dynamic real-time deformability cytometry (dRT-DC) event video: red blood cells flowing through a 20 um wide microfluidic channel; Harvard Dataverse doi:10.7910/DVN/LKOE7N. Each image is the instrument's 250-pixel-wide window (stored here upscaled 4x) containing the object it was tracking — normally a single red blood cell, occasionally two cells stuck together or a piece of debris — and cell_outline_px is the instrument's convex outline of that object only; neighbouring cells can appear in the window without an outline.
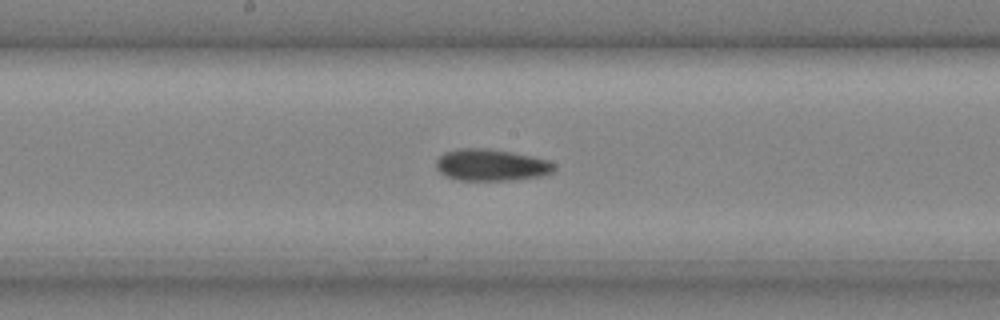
{"species": "common noctule bat (a hibernating species)", "species_latin": "Nyctalus noctula", "temperature_condition": "cold", "stored_images_in_passage": 36, "camera_frame_rate_fps": 3000, "um_per_image_px": 0.085, "animal": {"sex": "male", "body_mass_g": 20.4}, "frame": {"image": 1, "passage_image": 20, "time_ms": 6.333, "image_size_px": [1000, 320], "cell_outline_px": [[556, 168], [552, 172], [540, 176], [512, 180], [460, 180], [444, 176], [436, 168], [436, 160], [444, 152], [456, 148], [488, 148], [512, 152], [532, 156], [548, 160], [556, 164]], "centroid_in_image_um": [41.74, 14.02], "position_along_channel_um": 206.5, "area_um2": 22.02}}
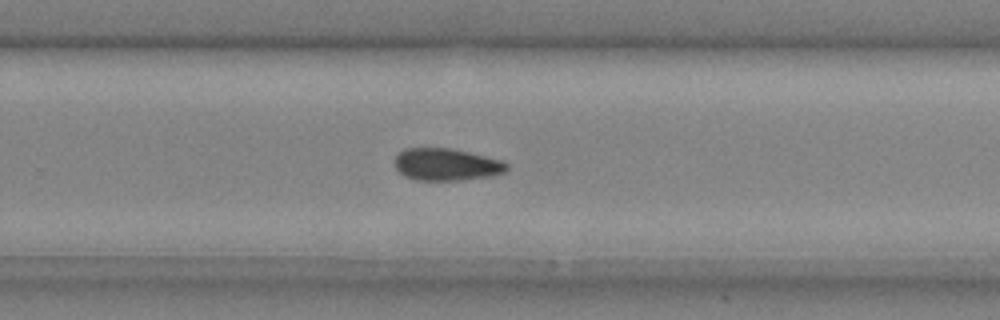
{"frame": {"image": 2, "passage_image": 25, "time_ms": 8.0, "image_size_px": [1000, 320], "cell_outline_px": [[508, 168], [504, 172], [492, 176], [460, 180], [416, 180], [404, 176], [396, 168], [396, 156], [404, 148], [452, 148], [504, 160], [508, 164]], "centroid_in_image_um": [37.98, 13.98], "position_along_channel_um": 291.8, "area_um2": 21.1}}
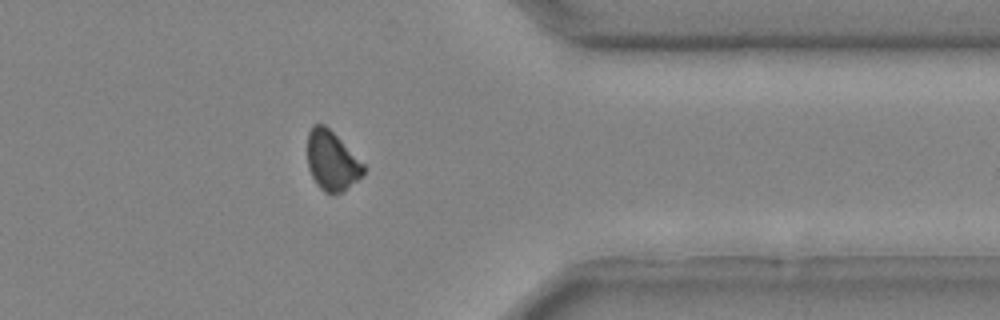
{"frame": {"image": 3, "passage_image": 31, "time_ms": 10.0, "image_size_px": [1000, 320], "cell_outline_px": [[364, 172], [344, 192], [332, 196], [324, 192], [316, 184], [308, 168], [308, 132], [312, 124], [324, 124], [364, 164]], "centroid_in_image_um": [28.18, 13.71], "position_along_channel_um": 383.2, "area_um2": 19.31}}